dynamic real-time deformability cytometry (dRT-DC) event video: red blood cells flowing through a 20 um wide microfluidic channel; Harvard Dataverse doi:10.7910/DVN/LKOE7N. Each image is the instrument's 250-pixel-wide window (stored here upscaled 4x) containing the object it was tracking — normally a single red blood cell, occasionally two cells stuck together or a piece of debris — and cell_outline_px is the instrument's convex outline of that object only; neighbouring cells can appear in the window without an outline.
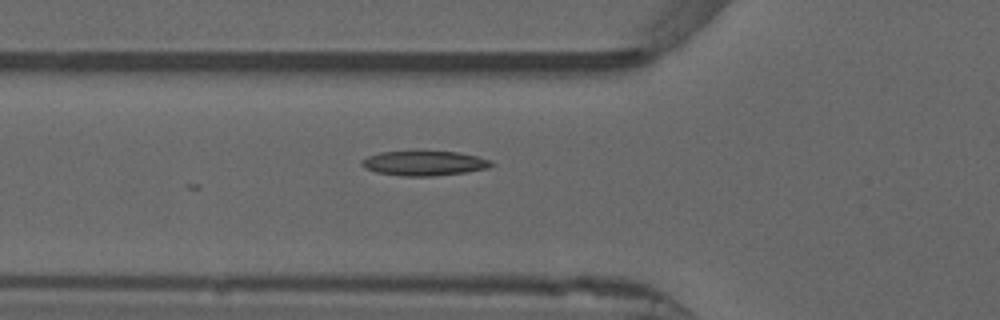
{"species": "common noctule bat (a hibernating species)", "species_latin": "Nyctalus noctula", "temperature_condition": "warm", "stored_images_in_passage": 24, "camera_frame_rate_fps": 3000, "um_per_image_px": 0.085, "animal": {"sex": "male", "forearm_length_mm": 52.5}, "frame": {"image": 1, "passage_image": 19, "time_ms": 6.0, "image_size_px": [1000, 320], "cell_outline_px": [[496, 164], [488, 168], [468, 172], [432, 176], [404, 176], [376, 172], [364, 168], [360, 164], [360, 160], [368, 156], [380, 152], [460, 152], [492, 160]], "centroid_in_image_um": [36.08, 13.88], "position_along_channel_um": 89.7, "area_um2": 18.67}}